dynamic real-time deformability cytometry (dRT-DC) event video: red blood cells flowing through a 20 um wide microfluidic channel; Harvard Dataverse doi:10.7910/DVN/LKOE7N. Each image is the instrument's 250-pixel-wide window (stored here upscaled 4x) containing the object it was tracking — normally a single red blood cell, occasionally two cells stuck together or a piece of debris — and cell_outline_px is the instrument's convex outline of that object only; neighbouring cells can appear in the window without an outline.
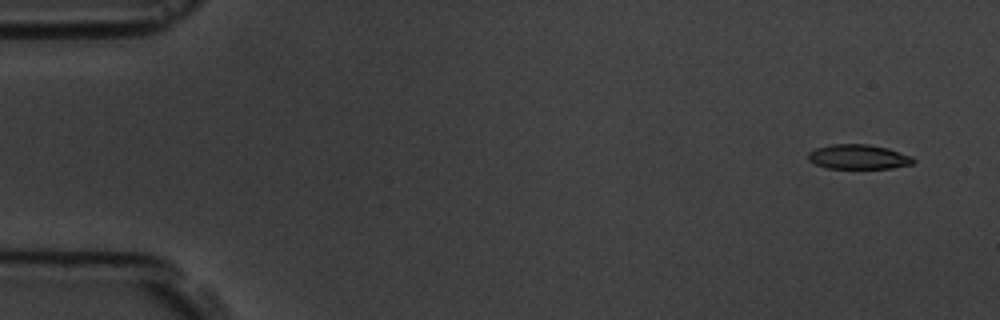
{"species": "common noctule bat (a hibernating species)", "species_latin": "Nyctalus noctula", "temperature_condition": "room temperature", "stored_images_in_passage": 5, "camera_frame_rate_fps": 3000, "um_per_image_px": 0.085, "animal": {"sex": "male", "body_mass_g": 19.5, "forearm_length_mm": 54.6}, "frame": {"image": 1, "passage_image": 1, "time_ms": 0.0, "image_size_px": [1000, 320], "cell_outline_px": [[916, 160], [912, 164], [892, 168], [828, 168], [816, 164], [808, 160], [808, 152], [816, 148], [832, 144], [868, 144], [888, 148], [912, 156]], "centroid_in_image_um": [72.98, 13.33], "position_along_channel_um": 12.0, "area_um2": 15.09}}
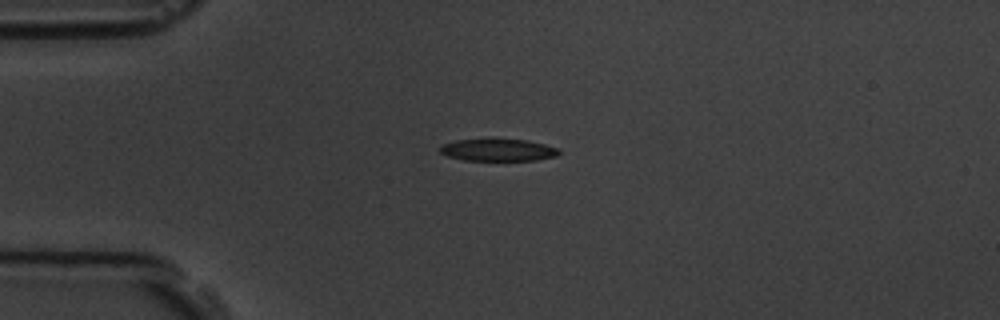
{"frame": {"image": 2, "passage_image": 4, "time_ms": 3.667, "image_size_px": [1000, 320], "cell_outline_px": [[560, 152], [556, 156], [536, 160], [464, 160], [448, 156], [440, 152], [440, 148], [444, 144], [456, 140], [488, 136], [528, 140], [560, 148]], "centroid_in_image_um": [42.34, 12.69], "position_along_channel_um": 42.7, "area_um2": 16.07}}